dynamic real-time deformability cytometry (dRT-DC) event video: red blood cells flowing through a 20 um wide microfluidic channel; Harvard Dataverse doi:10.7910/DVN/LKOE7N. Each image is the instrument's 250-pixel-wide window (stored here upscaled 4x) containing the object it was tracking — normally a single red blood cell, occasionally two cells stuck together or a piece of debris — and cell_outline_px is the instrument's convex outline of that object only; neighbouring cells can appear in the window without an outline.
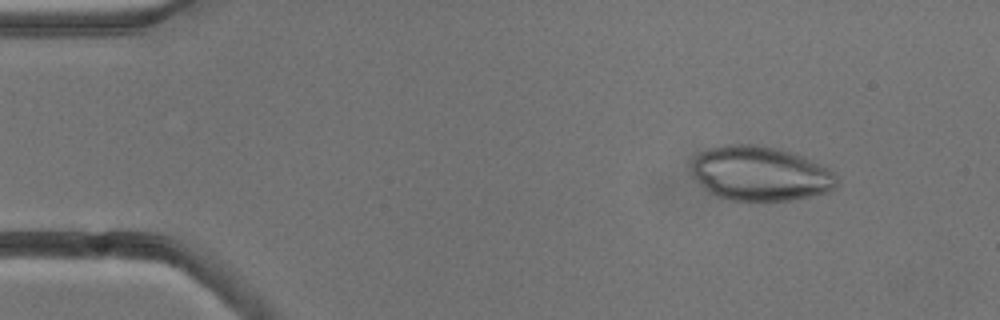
{"species": "common noctule bat (a hibernating species)", "species_latin": "Nyctalus noctula", "temperature_condition": "cold", "stored_images_in_passage": 4, "camera_frame_rate_fps": 3000, "um_per_image_px": 0.085, "animal": {"sex": "male", "body_mass_g": 13.3}, "frame": {"image": 1, "passage_image": 2, "time_ms": 1.333, "image_size_px": [1000, 320], "cell_outline_px": [[836, 188], [828, 192], [792, 200], [728, 200], [716, 196], [708, 192], [704, 188], [692, 172], [692, 164], [696, 156], [700, 152], [708, 148], [724, 144], [752, 144], [776, 148], [788, 152], [820, 164], [836, 172]], "centroid_in_image_um": [64.61, 14.76], "position_along_channel_um": 20.4, "area_um2": 45.89}}